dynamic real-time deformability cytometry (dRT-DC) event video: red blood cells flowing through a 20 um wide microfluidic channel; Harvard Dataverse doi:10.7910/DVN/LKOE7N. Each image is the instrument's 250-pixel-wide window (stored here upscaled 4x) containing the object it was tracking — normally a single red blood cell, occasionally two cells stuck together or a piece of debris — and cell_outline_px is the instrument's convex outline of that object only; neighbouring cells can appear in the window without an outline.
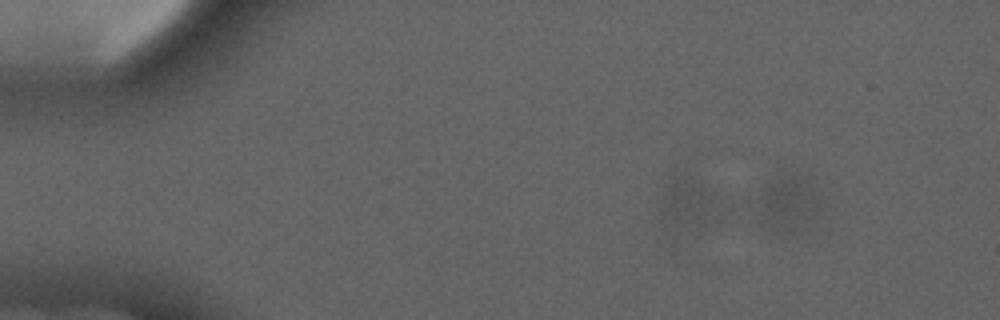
{"species": "common noctule bat (a hibernating species)", "species_latin": "Nyctalus noctula", "temperature_condition": "cold", "stored_images_in_passage": 3, "camera_frame_rate_fps": 3000, "um_per_image_px": 0.085, "animal": {"sex": "male", "forearm_length_mm": 52.5}, "frame": {"image": 1, "passage_image": 1, "time_ms": 0.0, "image_size_px": [1000, 320], "cell_outline_px": [[816, 216], [812, 232], [796, 236], [772, 232], [760, 228], [760, 196], [768, 184], [776, 180], [792, 176], [796, 176], [812, 184], [816, 204]], "centroid_in_image_um": [67.0, 17.59], "position_along_channel_um": 18.0, "area_um2": 20.46}}